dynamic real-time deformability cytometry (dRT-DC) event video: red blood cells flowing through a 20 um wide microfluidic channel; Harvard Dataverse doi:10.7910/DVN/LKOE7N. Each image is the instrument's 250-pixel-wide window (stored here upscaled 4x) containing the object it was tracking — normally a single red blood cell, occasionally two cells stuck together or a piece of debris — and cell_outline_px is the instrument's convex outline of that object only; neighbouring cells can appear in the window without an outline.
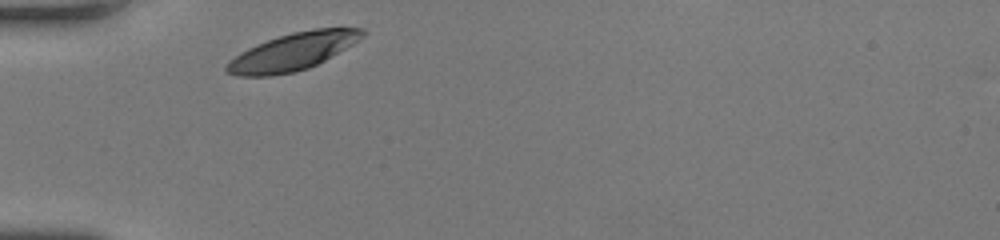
{"species": "human", "species_latin": "Homo sapiens", "temperature_condition": "room temperature", "stored_images_in_passage": 26, "camera_frame_rate_fps": 3000, "um_per_image_px": 0.085, "donor": {"sex": "female"}, "frame": {"image": 1, "passage_image": 1, "time_ms": 0.0, "image_size_px": [1000, 240], "cell_outline_px": [[368, 32], [364, 36], [352, 44], [324, 60], [308, 68], [292, 72], [272, 76], [236, 76], [224, 72], [224, 68], [228, 60], [240, 52], [256, 44], [292, 32], [312, 28], [364, 28]], "centroid_in_image_um": [24.84, 4.39], "position_along_channel_um": 60.2, "area_um2": 29.48}}
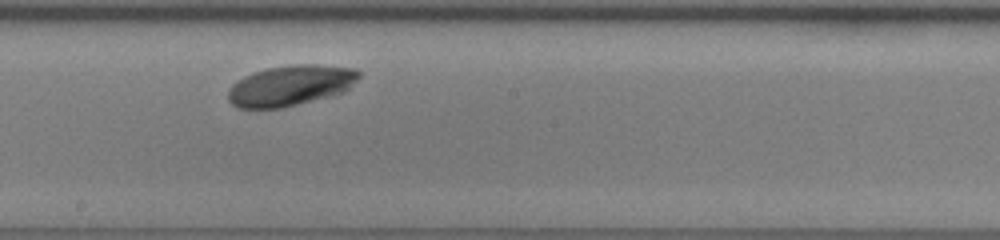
{"frame": {"image": 2, "passage_image": 14, "time_ms": 4.333, "image_size_px": [1000, 240], "cell_outline_px": [[360, 76], [344, 92], [332, 96], [280, 108], [236, 108], [228, 100], [228, 88], [236, 80], [252, 72], [268, 68], [288, 64], [316, 64], [356, 68], [360, 72]], "centroid_in_image_um": [24.67, 7.26], "position_along_channel_um": 223.5, "area_um2": 31.21}}
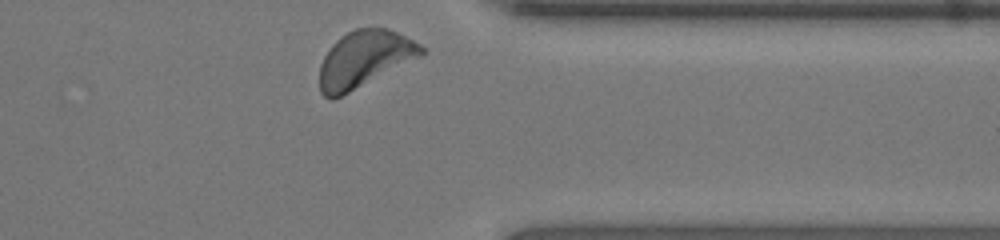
{"frame": {"image": 3, "passage_image": 26, "time_ms": 8.333, "image_size_px": [1000, 240], "cell_outline_px": [[424, 52], [420, 56], [332, 100], [324, 96], [320, 92], [320, 64], [324, 56], [332, 44], [340, 36], [356, 28], [388, 28], [420, 44], [424, 48]], "centroid_in_image_um": [30.92, 5.0], "position_along_channel_um": 380.5, "area_um2": 32.77}, "authors_computed_cell_mechanics": {"area_um2": 30.8363, "velocity_mm_per_s": 3.9862, "shape_relaxation_time_tau1_ms": 1.1014, "shape_relaxation_time_tau2_ms": null, "deformation_change_tau1": 0.0841, "deformation_change_tau2": null}}